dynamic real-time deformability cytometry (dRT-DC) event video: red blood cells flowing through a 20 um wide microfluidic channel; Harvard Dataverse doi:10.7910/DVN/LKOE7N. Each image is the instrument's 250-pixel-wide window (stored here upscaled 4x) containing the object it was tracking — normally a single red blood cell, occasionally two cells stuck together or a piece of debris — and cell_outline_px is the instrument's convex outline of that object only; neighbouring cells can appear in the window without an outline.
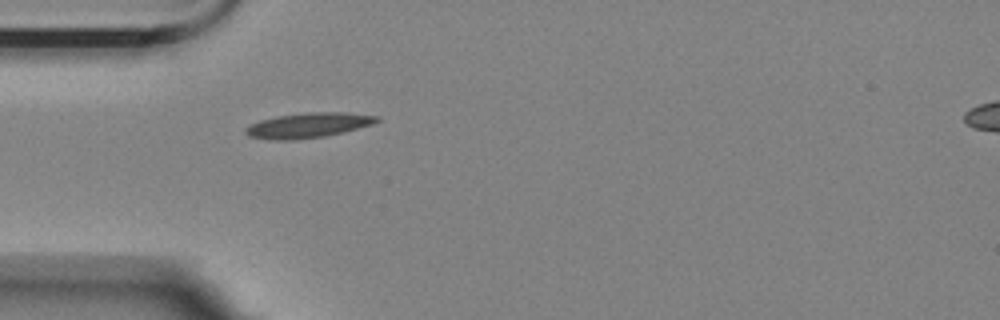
{"species": "Egyptian fruit bat (a non-hibernating species)", "species_latin": "Rousettus aegyptiacus", "temperature_condition": "room temperature", "stored_images_in_passage": 41, "camera_frame_rate_fps": 3000, "um_per_image_px": 0.085, "animal": {"sex": "female"}, "frame": {"image": 1, "passage_image": 1, "time_ms": 0.0, "image_size_px": [1000, 320], "cell_outline_px": [[380, 120], [372, 124], [344, 132], [324, 136], [292, 140], [272, 140], [248, 136], [244, 132], [244, 128], [260, 120], [276, 116], [308, 112], [344, 112], [380, 116]], "centroid_in_image_um": [26.19, 10.64], "position_along_channel_um": 58.8, "area_um2": 19.13}}
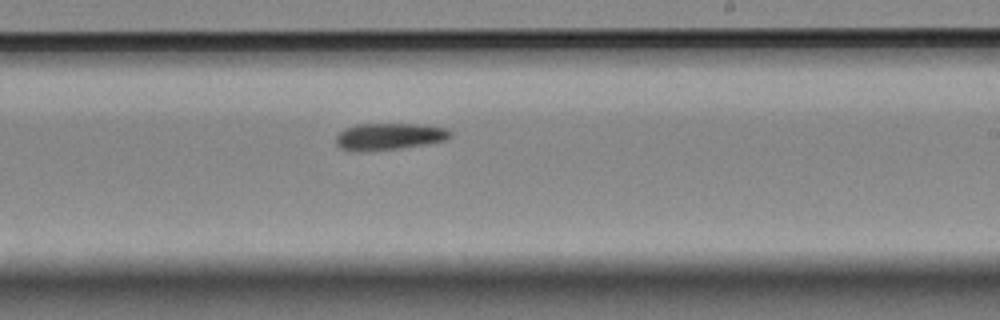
{"frame": {"image": 2, "passage_image": 18, "time_ms": 5.667, "image_size_px": [1000, 320], "cell_outline_px": [[452, 136], [444, 140], [424, 144], [400, 148], [340, 148], [336, 144], [336, 136], [344, 128], [356, 124], [424, 124], [448, 128], [452, 132]], "centroid_in_image_um": [33.17, 11.53], "position_along_channel_um": 255.8, "area_um2": 17.11}}
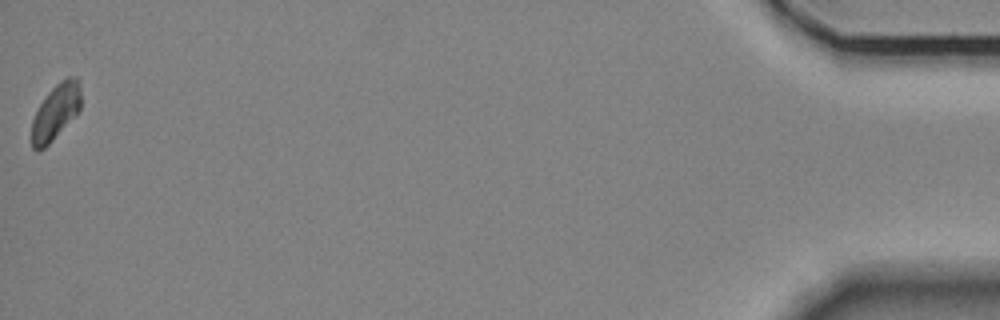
{"frame": {"image": 3, "passage_image": 41, "time_ms": 13.333, "image_size_px": [1000, 320], "cell_outline_px": [[80, 112], [44, 148], [36, 152], [32, 148], [32, 120], [40, 104], [48, 92], [60, 80], [68, 76], [76, 76], [80, 84]], "centroid_in_image_um": [4.75, 9.5], "position_along_channel_um": 430.5, "area_um2": 16.01}, "authors_computed_cell_mechanics": {"area_um2": 17.1088, "velocity_mm_per_s": 3.522, "shape_relaxation_time_tau1_ms": 6.516, "shape_relaxation_time_tau2_ms": null, "deformation_change_tau1": 0.1637, "deformation_change_tau2": null}}